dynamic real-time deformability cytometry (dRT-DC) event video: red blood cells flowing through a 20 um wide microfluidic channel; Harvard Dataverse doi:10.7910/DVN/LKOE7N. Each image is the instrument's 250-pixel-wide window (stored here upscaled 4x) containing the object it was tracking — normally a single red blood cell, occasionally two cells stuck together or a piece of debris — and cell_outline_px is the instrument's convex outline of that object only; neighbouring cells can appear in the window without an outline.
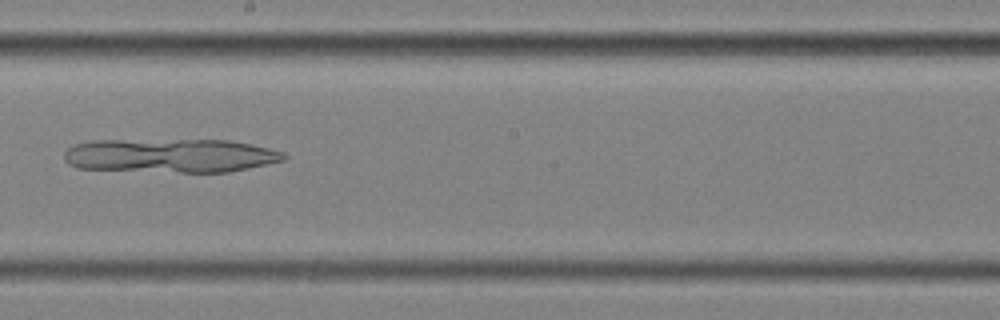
{"species": "common noctule bat (a hibernating species)", "species_latin": "Nyctalus noctula", "temperature_condition": "cold", "stored_images_in_passage": 56, "camera_frame_rate_fps": 3000, "um_per_image_px": 0.085, "animal": {"sex": "female", "body_mass_g": 25.1}, "frame": {"image": 1, "passage_image": 32, "time_ms": 10.333, "image_size_px": [1000, 320], "cell_outline_px": [[288, 156], [284, 160], [248, 168], [228, 172], [180, 172], [76, 168], [68, 164], [64, 160], [64, 152], [72, 144], [92, 140], [228, 140], [268, 148], [284, 152]], "centroid_in_image_um": [14.44, 13.22], "position_along_channel_um": 233.8, "area_um2": 43.41}}